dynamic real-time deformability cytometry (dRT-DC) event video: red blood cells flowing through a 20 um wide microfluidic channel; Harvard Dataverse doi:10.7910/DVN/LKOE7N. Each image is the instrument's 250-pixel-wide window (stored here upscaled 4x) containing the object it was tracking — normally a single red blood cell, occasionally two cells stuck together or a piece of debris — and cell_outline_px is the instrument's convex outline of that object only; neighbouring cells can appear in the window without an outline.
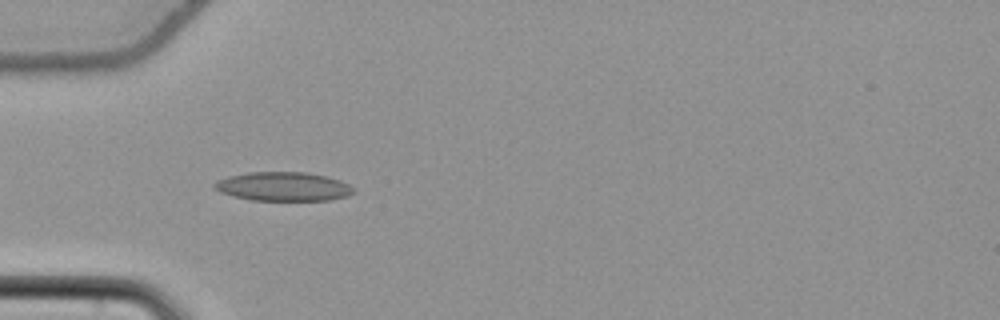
{"species": "common noctule bat (a hibernating species)", "species_latin": "Nyctalus noctula", "temperature_condition": "cold", "stored_images_in_passage": 41, "camera_frame_rate_fps": 3000, "um_per_image_px": 0.085, "animal": {"sex": "female", "body_mass_g": 22.7, "forearm_length_mm": 54.2}, "frame": {"image": 1, "passage_image": 4, "time_ms": 1.0, "image_size_px": [1000, 320], "cell_outline_px": [[356, 192], [348, 196], [328, 200], [252, 200], [232, 196], [220, 192], [212, 188], [212, 184], [216, 180], [228, 176], [248, 172], [304, 172], [324, 176], [340, 180], [348, 184]], "centroid_in_image_um": [24.03, 15.85], "position_along_channel_um": 61.0, "area_um2": 23.52}}
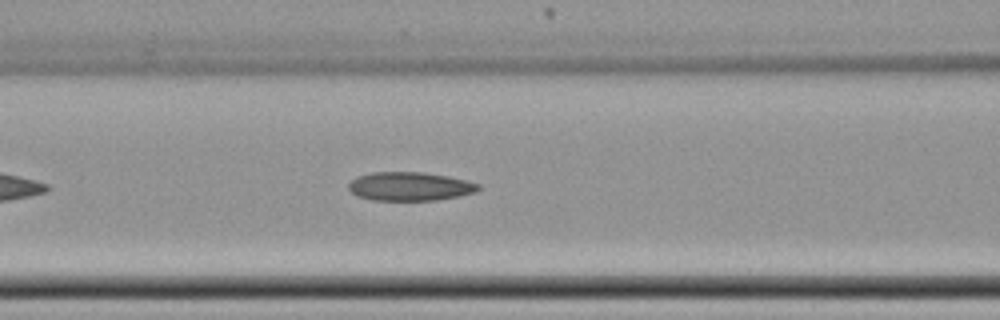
{"frame": {"image": 2, "passage_image": 10, "time_ms": 3.0, "image_size_px": [1000, 320], "cell_outline_px": [[480, 188], [476, 192], [460, 196], [436, 200], [372, 200], [360, 196], [352, 192], [348, 188], [348, 184], [356, 176], [372, 172], [424, 172], [448, 176], [480, 184]], "centroid_in_image_um": [34.85, 15.84], "position_along_channel_um": 131.8, "area_um2": 21.68}}
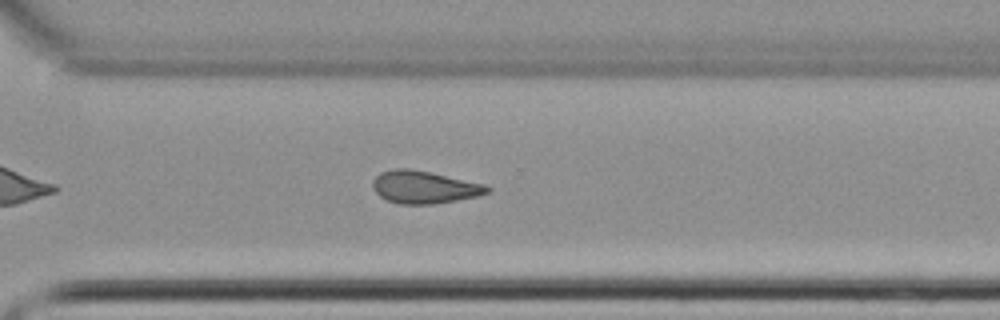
{"frame": {"image": 3, "passage_image": 26, "time_ms": 8.333, "image_size_px": [1000, 320], "cell_outline_px": [[492, 188], [488, 192], [476, 196], [436, 204], [400, 204], [388, 200], [380, 196], [372, 188], [372, 180], [380, 172], [392, 168], [408, 168], [428, 172], [484, 184]], "centroid_in_image_um": [36.01, 15.9], "position_along_channel_um": 334.6, "area_um2": 21.56}, "authors_computed_cell_mechanics": {"area_um2": 21.675, "velocity_mm_per_s": 3.8029, "shape_relaxation_time_tau1_ms": null, "shape_relaxation_time_tau2_ms": 4.6388, "deformation_change_tau1": null, "deformation_change_tau2": 0.1146}}